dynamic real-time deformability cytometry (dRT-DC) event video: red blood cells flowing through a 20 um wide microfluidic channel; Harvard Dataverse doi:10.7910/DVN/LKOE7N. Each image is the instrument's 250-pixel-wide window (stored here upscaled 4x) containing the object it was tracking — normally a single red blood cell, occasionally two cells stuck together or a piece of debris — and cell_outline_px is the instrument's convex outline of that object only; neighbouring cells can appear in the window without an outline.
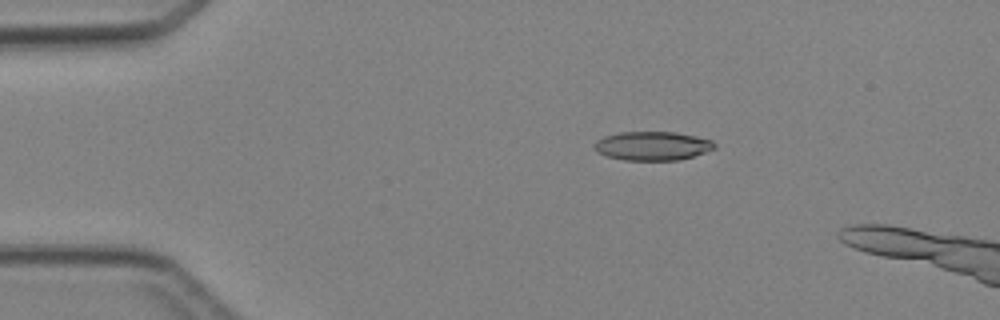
{"species": "Egyptian fruit bat (a non-hibernating species)", "species_latin": "Rousettus aegyptiacus", "temperature_condition": "cold", "stored_images_in_passage": 4, "camera_frame_rate_fps": 3000, "um_per_image_px": 0.085, "animal": {"sex": "female"}, "frame": {"image": 1, "passage_image": 2, "time_ms": 2.0, "image_size_px": [1000, 320], "cell_outline_px": [[716, 148], [692, 156], [676, 160], [624, 160], [608, 156], [596, 152], [592, 148], [592, 144], [596, 140], [604, 136], [620, 132], [676, 132], [712, 140], [716, 144]], "centroid_in_image_um": [55.4, 12.39], "position_along_channel_um": 29.6, "area_um2": 20.23}}
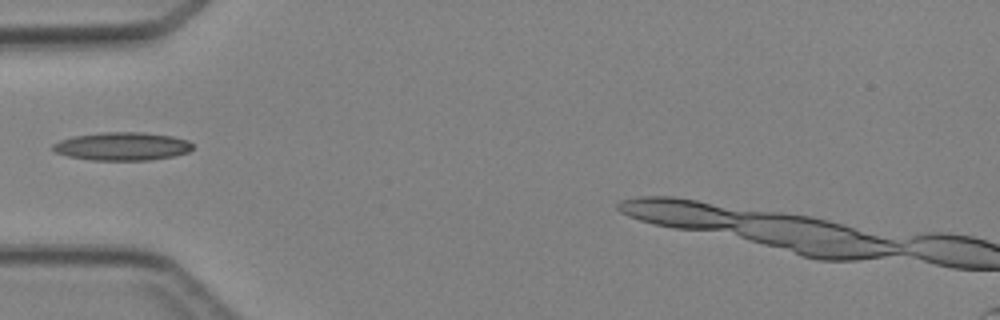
{"frame": {"image": 2, "passage_image": 4, "time_ms": 4.333, "image_size_px": [1000, 320], "cell_outline_px": [[192, 148], [188, 152], [172, 156], [148, 160], [92, 160], [68, 156], [56, 152], [52, 148], [52, 144], [60, 140], [72, 136], [100, 132], [144, 132], [172, 136], [188, 140], [192, 144]], "centroid_in_image_um": [10.37, 12.42], "position_along_channel_um": 74.6, "area_um2": 22.95}}